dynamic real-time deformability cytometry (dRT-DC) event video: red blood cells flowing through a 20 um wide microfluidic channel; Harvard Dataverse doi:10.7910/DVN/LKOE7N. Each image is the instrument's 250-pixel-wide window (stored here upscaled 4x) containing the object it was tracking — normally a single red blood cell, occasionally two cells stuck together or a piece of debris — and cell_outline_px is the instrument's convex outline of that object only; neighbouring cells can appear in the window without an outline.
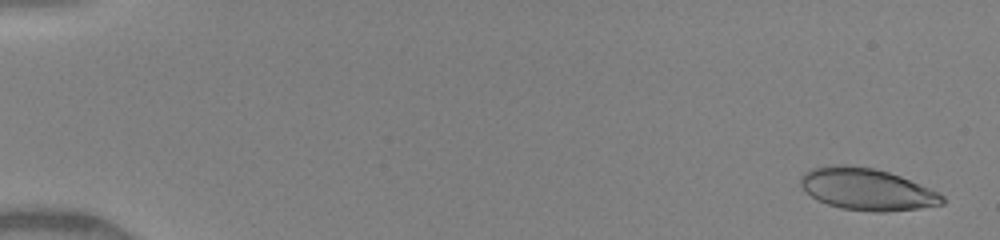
{"species": "human", "species_latin": "Homo sapiens", "temperature_condition": "warm", "stored_images_in_passage": 5, "camera_frame_rate_fps": 3000, "um_per_image_px": 0.085, "donor": {"sex": "female"}, "frame": {"image": 1, "passage_image": 1, "time_ms": 0.0, "image_size_px": [1000, 240], "cell_outline_px": [[944, 204], [920, 208], [884, 212], [872, 212], [840, 208], [828, 204], [804, 192], [800, 184], [800, 176], [804, 172], [812, 168], [832, 164], [844, 164], [872, 168], [888, 172], [900, 176], [928, 188], [944, 196]], "centroid_in_image_um": [73.64, 16.08], "position_along_channel_um": 11.4, "area_um2": 34.51}}
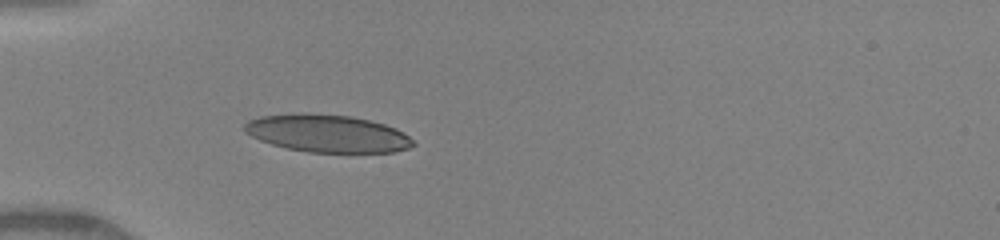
{"frame": {"image": 2, "passage_image": 5, "time_ms": 4.667, "image_size_px": [1000, 240], "cell_outline_px": [[416, 144], [408, 148], [396, 152], [308, 152], [288, 148], [272, 144], [260, 140], [244, 132], [244, 124], [248, 120], [260, 116], [292, 112], [308, 112], [352, 116], [384, 124], [396, 128], [408, 136]], "centroid_in_image_um": [27.79, 11.32], "position_along_channel_um": 57.2, "area_um2": 37.17}}